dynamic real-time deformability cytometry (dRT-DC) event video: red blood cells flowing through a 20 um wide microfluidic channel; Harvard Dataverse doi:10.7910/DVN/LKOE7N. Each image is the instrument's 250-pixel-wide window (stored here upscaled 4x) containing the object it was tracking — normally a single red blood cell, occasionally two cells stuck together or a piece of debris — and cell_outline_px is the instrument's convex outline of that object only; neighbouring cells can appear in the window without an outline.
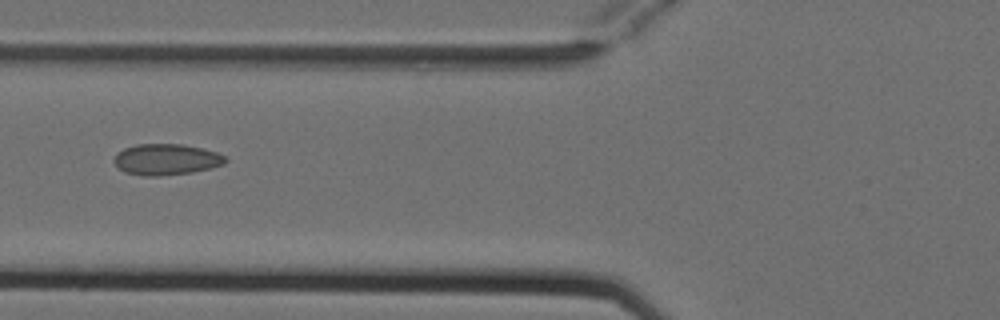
{"species": "Egyptian fruit bat (a non-hibernating species)", "species_latin": "Rousettus aegyptiacus", "temperature_condition": "cold", "stored_images_in_passage": 8, "camera_frame_rate_fps": 3000, "um_per_image_px": 0.085, "animal": {"sex": "female"}, "frame": {"image": 1, "passage_image": 6, "time_ms": 1.667, "image_size_px": [1000, 320], "cell_outline_px": [[228, 160], [224, 164], [212, 168], [192, 172], [160, 176], [144, 176], [124, 172], [116, 164], [116, 152], [124, 148], [136, 144], [180, 144], [200, 148], [216, 152], [228, 156]], "centroid_in_image_um": [14.17, 13.55], "position_along_channel_um": 111.6, "area_um2": 20.17}}
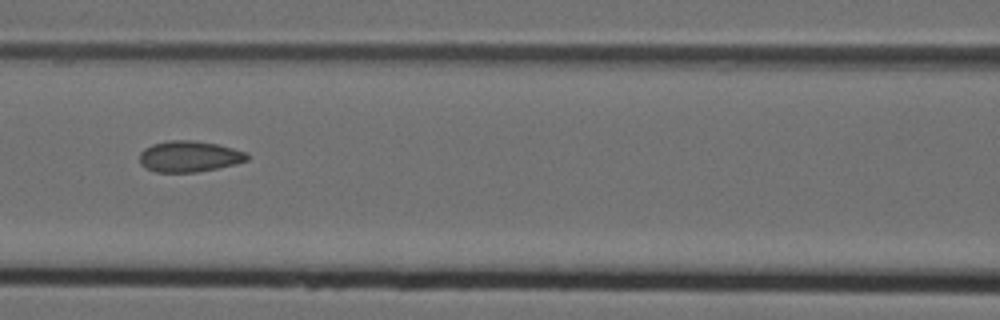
{"frame": {"image": 2, "passage_image": 7, "time_ms": 2.0, "image_size_px": [1000, 320], "cell_outline_px": [[248, 160], [236, 164], [196, 172], [156, 172], [140, 164], [140, 152], [144, 148], [152, 144], [168, 140], [192, 140], [216, 144], [248, 152]], "centroid_in_image_um": [16.08, 13.29], "position_along_channel_um": 150.5, "area_um2": 19.42}}
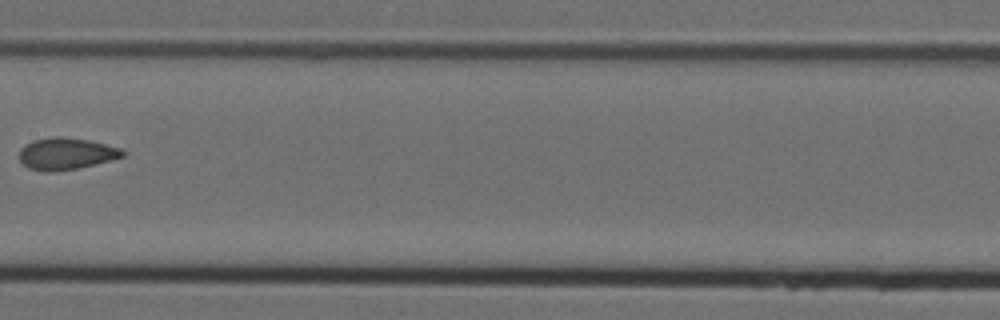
{"frame": {"image": 3, "passage_image": 8, "time_ms": 2.333, "image_size_px": [1000, 320], "cell_outline_px": [[124, 156], [112, 160], [80, 168], [52, 172], [44, 172], [28, 168], [20, 160], [20, 148], [24, 144], [32, 140], [52, 136], [60, 136], [88, 140], [120, 148], [124, 152]], "centroid_in_image_um": [5.59, 13.07], "position_along_channel_um": 201.8, "area_um2": 19.31}}